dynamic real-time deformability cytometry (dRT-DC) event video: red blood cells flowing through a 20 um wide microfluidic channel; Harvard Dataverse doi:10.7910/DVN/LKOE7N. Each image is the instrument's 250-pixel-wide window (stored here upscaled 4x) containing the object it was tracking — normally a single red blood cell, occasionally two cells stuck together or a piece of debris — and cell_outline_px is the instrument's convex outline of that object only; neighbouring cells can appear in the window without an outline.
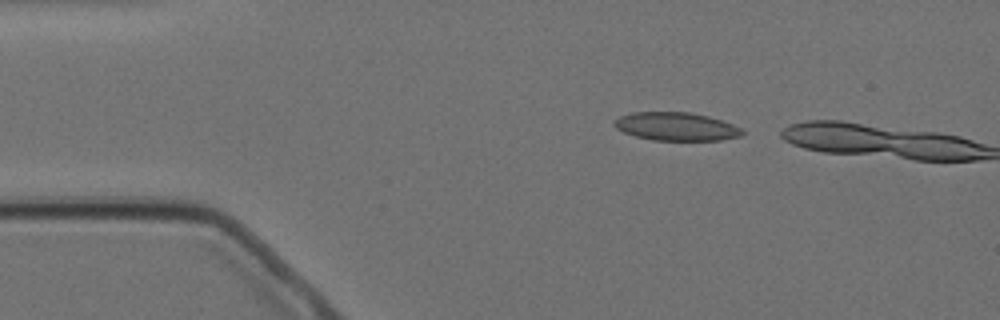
{"species": "Egyptian fruit bat (a non-hibernating species)", "species_latin": "Rousettus aegyptiacus", "temperature_condition": "cold", "stored_images_in_passage": 2, "camera_frame_rate_fps": 3000, "um_per_image_px": 0.085, "animal": {"sex": "female"}, "frame": {"image": 1, "passage_image": 1, "time_ms": 0.0, "image_size_px": [1000, 320], "cell_outline_px": [[744, 132], [740, 136], [720, 140], [652, 140], [636, 136], [624, 132], [616, 128], [612, 124], [612, 120], [620, 116], [632, 112], [688, 112], [708, 116], [732, 124], [740, 128]], "centroid_in_image_um": [57.42, 10.75], "position_along_channel_um": 27.6, "area_um2": 20.98}}